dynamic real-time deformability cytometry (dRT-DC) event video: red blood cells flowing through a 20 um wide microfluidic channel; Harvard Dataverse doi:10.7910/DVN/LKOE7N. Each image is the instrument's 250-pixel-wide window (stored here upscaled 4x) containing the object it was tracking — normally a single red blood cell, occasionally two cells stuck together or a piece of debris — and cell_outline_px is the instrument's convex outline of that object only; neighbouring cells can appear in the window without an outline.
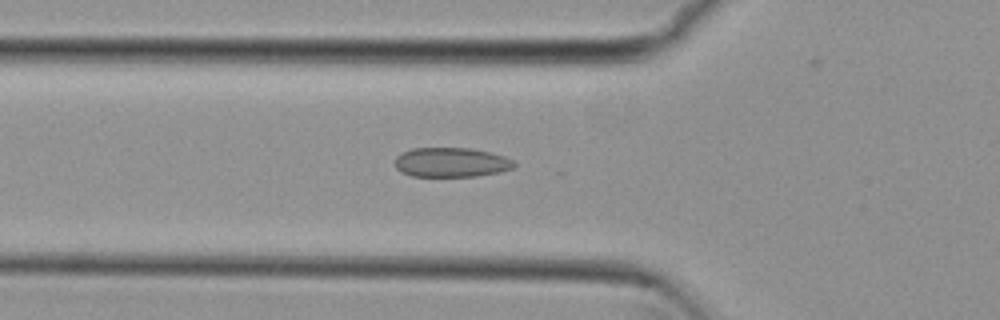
{"species": "common noctule bat (a hibernating species)", "species_latin": "Nyctalus noctula", "temperature_condition": "cold", "stored_images_in_passage": 36, "camera_frame_rate_fps": 3000, "um_per_image_px": 0.085, "animal": {"sex": "female", "body_mass_g": 29.2, "forearm_length_mm": 56.3}, "frame": {"image": 1, "passage_image": 3, "time_ms": 0.667, "image_size_px": [1000, 320], "cell_outline_px": [[516, 168], [500, 172], [476, 176], [412, 176], [400, 172], [396, 168], [396, 156], [400, 152], [412, 148], [472, 148], [492, 152], [504, 156], [512, 160], [516, 164]], "centroid_in_image_um": [38.37, 13.79], "position_along_channel_um": 87.4, "area_um2": 20.75}}
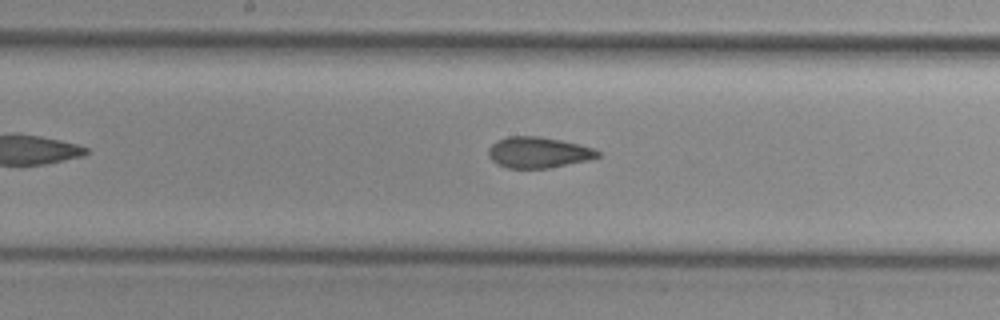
{"frame": {"image": 2, "passage_image": 12, "time_ms": 3.667, "image_size_px": [1000, 320], "cell_outline_px": [[600, 156], [588, 160], [548, 168], [508, 168], [496, 164], [488, 156], [488, 148], [496, 140], [508, 136], [540, 136], [560, 140], [592, 148], [600, 152]], "centroid_in_image_um": [45.7, 12.96], "position_along_channel_um": 202.5, "area_um2": 19.65}}
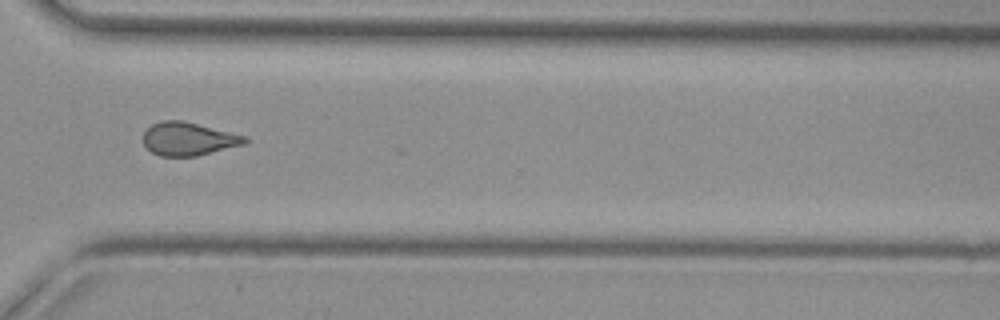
{"frame": {"image": 3, "passage_image": 24, "time_ms": 7.667, "image_size_px": [1000, 320], "cell_outline_px": [[252, 140], [248, 144], [196, 156], [160, 156], [152, 152], [144, 144], [144, 132], [152, 124], [160, 120], [184, 120], [248, 136]], "centroid_in_image_um": [16.11, 11.8], "position_along_channel_um": 354.5, "area_um2": 20.06}, "authors_computed_cell_mechanics": {"area_um2": 20.0277, "velocity_mm_per_s": 3.8082, "shape_relaxation_time_tau1_ms": null, "shape_relaxation_time_tau2_ms": 3.255, "deformation_change_tau1": null, "deformation_change_tau2": 0.0829}}